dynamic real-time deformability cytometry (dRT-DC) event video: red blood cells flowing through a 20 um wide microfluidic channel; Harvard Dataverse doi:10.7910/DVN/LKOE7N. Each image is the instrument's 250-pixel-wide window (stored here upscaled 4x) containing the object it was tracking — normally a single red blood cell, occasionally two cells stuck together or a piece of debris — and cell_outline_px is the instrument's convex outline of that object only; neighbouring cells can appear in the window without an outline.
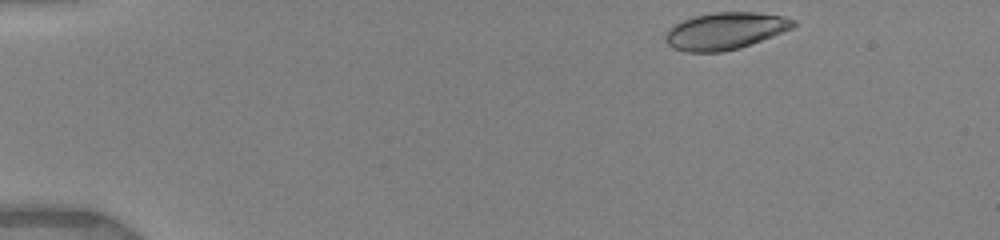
{"species": "human", "species_latin": "Homo sapiens", "temperature_condition": "warm", "stored_images_in_passage": 16, "camera_frame_rate_fps": 3000, "um_per_image_px": 0.085, "donor": {"sex": "female"}, "frame": {"image": 1, "passage_image": 1, "time_ms": 0.0, "image_size_px": [1000, 240], "cell_outline_px": [[796, 24], [792, 28], [772, 36], [740, 48], [720, 52], [684, 52], [672, 48], [664, 40], [664, 32], [668, 28], [684, 20], [696, 16], [716, 12], [756, 12], [784, 16], [796, 20]], "centroid_in_image_um": [61.61, 2.64], "position_along_channel_um": 23.4, "area_um2": 27.63}}
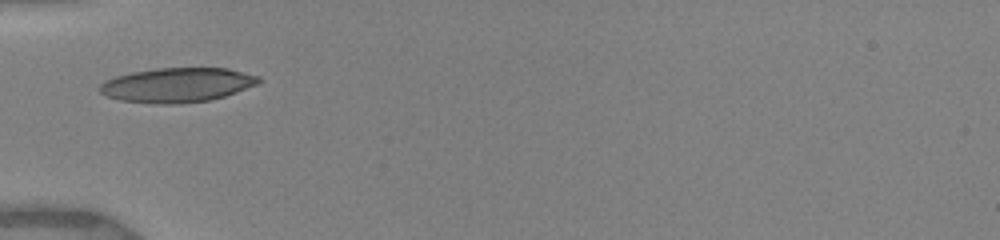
{"frame": {"image": 2, "passage_image": 10, "time_ms": 3.667, "image_size_px": [1000, 240], "cell_outline_px": [[264, 80], [256, 84], [236, 92], [224, 96], [208, 100], [180, 104], [156, 104], [120, 100], [108, 96], [100, 92], [96, 88], [104, 80], [116, 76], [132, 72], [156, 68], [228, 68], [260, 76]], "centroid_in_image_um": [15.05, 7.22], "position_along_channel_um": 70.0, "area_um2": 32.08}}
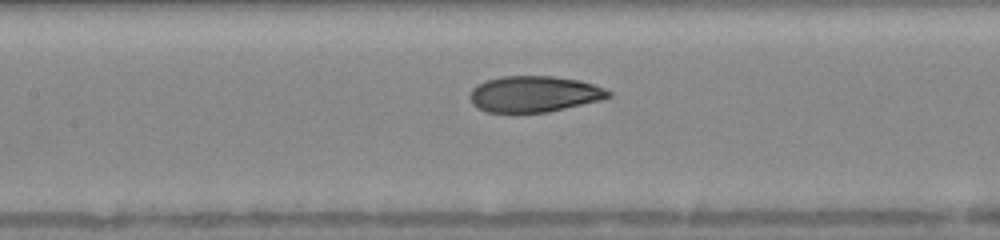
{"frame": {"image": 3, "passage_image": 16, "time_ms": 6.0, "image_size_px": [1000, 240], "cell_outline_px": [[612, 96], [604, 100], [548, 112], [488, 112], [476, 108], [472, 104], [468, 96], [472, 88], [476, 84], [484, 80], [500, 76], [552, 76], [580, 80], [604, 88], [612, 92]], "centroid_in_image_um": [45.39, 7.99], "position_along_channel_um": 162.0, "area_um2": 29.59}}